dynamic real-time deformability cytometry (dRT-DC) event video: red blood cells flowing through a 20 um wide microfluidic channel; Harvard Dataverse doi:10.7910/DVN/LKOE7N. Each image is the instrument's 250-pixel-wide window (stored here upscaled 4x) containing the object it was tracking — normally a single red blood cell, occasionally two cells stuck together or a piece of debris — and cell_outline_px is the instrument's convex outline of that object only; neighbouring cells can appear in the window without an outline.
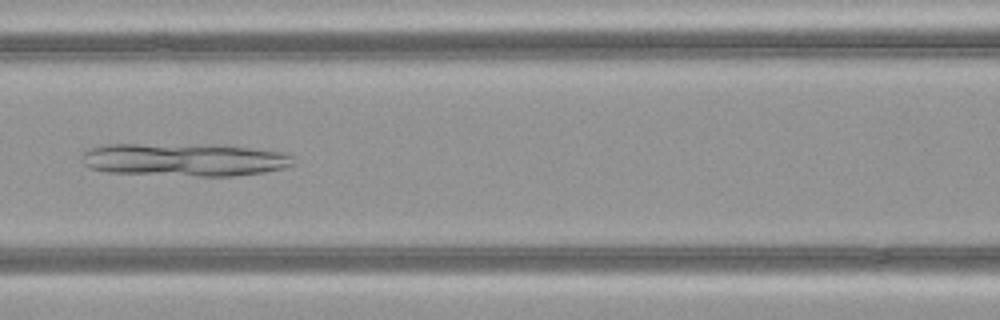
{"species": "common noctule bat (a hibernating species)", "species_latin": "Nyctalus noctula", "temperature_condition": "warm", "stored_images_in_passage": 40, "camera_frame_rate_fps": 3000, "um_per_image_px": 0.085, "animal": {"sex": "female", "body_mass_g": 21.9}, "frame": {"image": 1, "passage_image": 13, "time_ms": 4.0, "image_size_px": [1000, 320], "cell_outline_px": [[296, 164], [284, 168], [264, 172], [232, 176], [200, 176], [108, 172], [88, 168], [84, 164], [80, 156], [84, 152], [92, 148], [108, 144], [216, 144], [252, 148], [284, 152], [292, 156]], "centroid_in_image_um": [15.71, 13.56], "position_along_channel_um": 150.9, "area_um2": 40.98}}
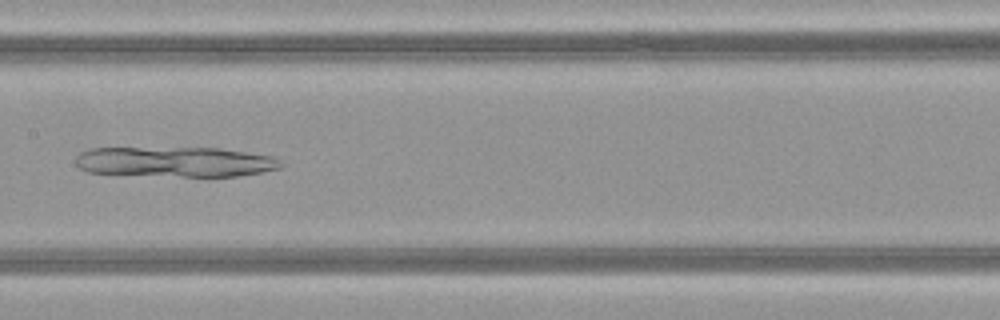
{"frame": {"image": 2, "passage_image": 16, "time_ms": 5.0, "image_size_px": [1000, 320], "cell_outline_px": [[284, 164], [280, 168], [240, 176], [184, 176], [88, 172], [80, 168], [76, 164], [76, 156], [80, 152], [92, 148], [220, 148], [272, 156], [280, 160]], "centroid_in_image_um": [14.92, 13.75], "position_along_channel_um": 192.5, "area_um2": 35.78}}
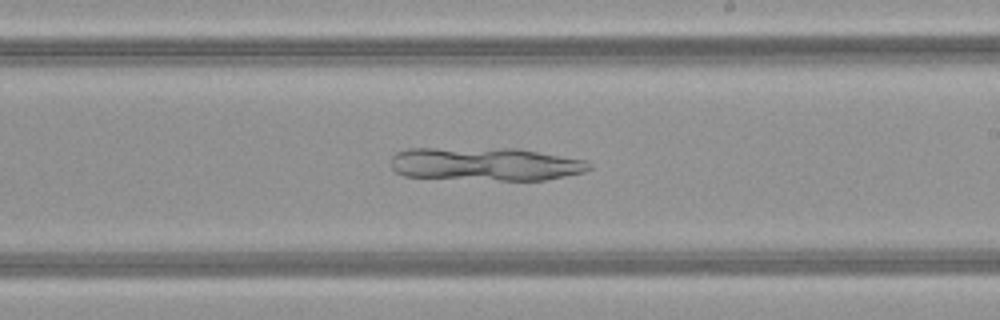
{"frame": {"image": 3, "passage_image": 20, "time_ms": 6.333, "image_size_px": [1000, 320], "cell_outline_px": [[592, 168], [584, 172], [544, 180], [500, 180], [404, 176], [396, 172], [392, 168], [392, 156], [396, 152], [408, 148], [516, 148], [588, 160], [592, 164]], "centroid_in_image_um": [41.29, 13.93], "position_along_channel_um": 247.7, "area_um2": 38.61}}